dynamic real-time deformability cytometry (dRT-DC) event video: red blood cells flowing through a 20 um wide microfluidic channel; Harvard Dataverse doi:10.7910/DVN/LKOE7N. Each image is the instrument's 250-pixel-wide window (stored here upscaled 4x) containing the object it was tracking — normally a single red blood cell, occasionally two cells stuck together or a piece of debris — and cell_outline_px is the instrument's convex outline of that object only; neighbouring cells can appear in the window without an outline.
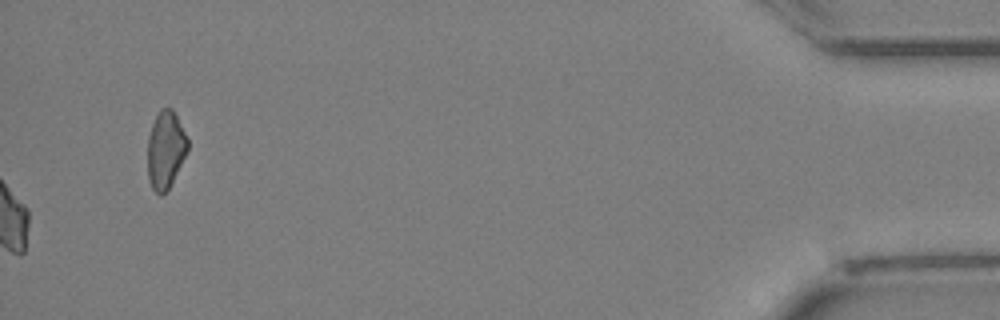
{"species": "Egyptian fruit bat (a non-hibernating species)", "species_latin": "Rousettus aegyptiacus", "temperature_condition": "cold", "stored_images_in_passage": 30, "camera_frame_rate_fps": 3000, "um_per_image_px": 0.085, "animal": {"sex": "female"}, "frame": {"image": 1, "passage_image": 30, "time_ms": 9.667, "image_size_px": [1000, 320], "cell_outline_px": [[188, 148], [168, 188], [160, 196], [152, 188], [148, 180], [148, 136], [152, 124], [160, 108], [172, 108], [188, 140]], "centroid_in_image_um": [14.04, 12.71], "position_along_channel_um": 421.2, "area_um2": 17.63}}